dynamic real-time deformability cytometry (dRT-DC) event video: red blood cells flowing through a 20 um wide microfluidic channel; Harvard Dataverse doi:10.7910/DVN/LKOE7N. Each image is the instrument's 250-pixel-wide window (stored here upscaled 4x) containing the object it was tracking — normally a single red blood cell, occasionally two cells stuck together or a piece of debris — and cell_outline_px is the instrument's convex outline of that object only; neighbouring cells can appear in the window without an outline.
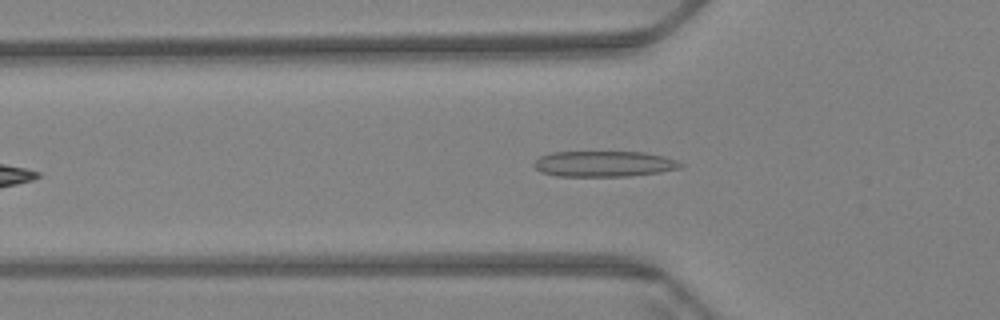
{"species": "Egyptian fruit bat (a non-hibernating species)", "species_latin": "Rousettus aegyptiacus", "temperature_condition": "warm", "stored_images_in_passage": 41, "camera_frame_rate_fps": 3000, "um_per_image_px": 0.085, "animal": {"sex": "female"}, "frame": {"image": 1, "passage_image": 7, "time_ms": 2.0, "image_size_px": [1000, 320], "cell_outline_px": [[684, 164], [680, 168], [660, 172], [628, 176], [556, 176], [540, 172], [532, 164], [540, 156], [552, 152], [644, 152], [664, 156], [676, 160]], "centroid_in_image_um": [51.33, 13.93], "position_along_channel_um": 74.5, "area_um2": 22.02}}
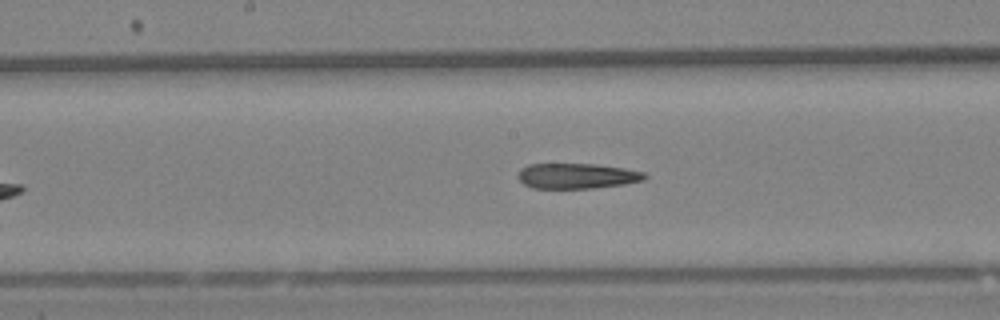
{"frame": {"image": 2, "passage_image": 18, "time_ms": 5.667, "image_size_px": [1000, 320], "cell_outline_px": [[648, 176], [644, 180], [624, 184], [592, 188], [532, 188], [524, 184], [516, 176], [520, 168], [528, 164], [596, 164], [624, 168], [644, 172]], "centroid_in_image_um": [49.02, 14.95], "position_along_channel_um": 199.2, "area_um2": 18.79}}
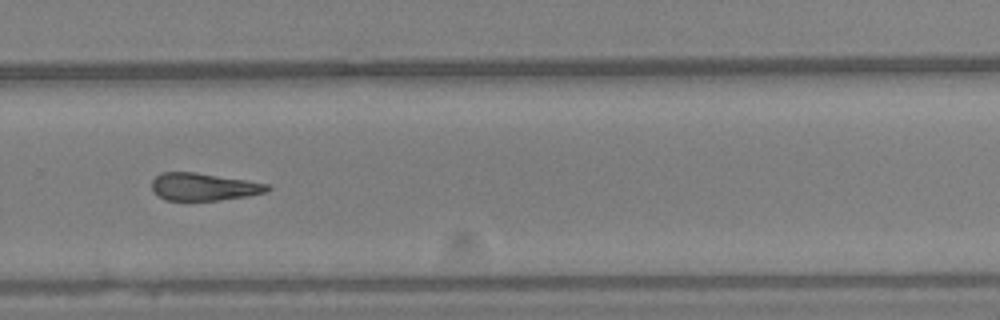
{"frame": {"image": 3, "passage_image": 28, "time_ms": 9.0, "image_size_px": [1000, 320], "cell_outline_px": [[272, 188], [264, 192], [248, 196], [220, 200], [164, 200], [152, 188], [152, 180], [160, 172], [196, 172], [272, 184]], "centroid_in_image_um": [17.35, 15.87], "position_along_channel_um": 312.5, "area_um2": 18.55}, "authors_computed_cell_mechanics": {"area_um2": 20.2878, "velocity_mm_per_s": 3.4072, "shape_relaxation_time_tau1_ms": null, "shape_relaxation_time_tau2_ms": 9.9918, "deformation_change_tau1": null, "deformation_change_tau2": 0.2342}}